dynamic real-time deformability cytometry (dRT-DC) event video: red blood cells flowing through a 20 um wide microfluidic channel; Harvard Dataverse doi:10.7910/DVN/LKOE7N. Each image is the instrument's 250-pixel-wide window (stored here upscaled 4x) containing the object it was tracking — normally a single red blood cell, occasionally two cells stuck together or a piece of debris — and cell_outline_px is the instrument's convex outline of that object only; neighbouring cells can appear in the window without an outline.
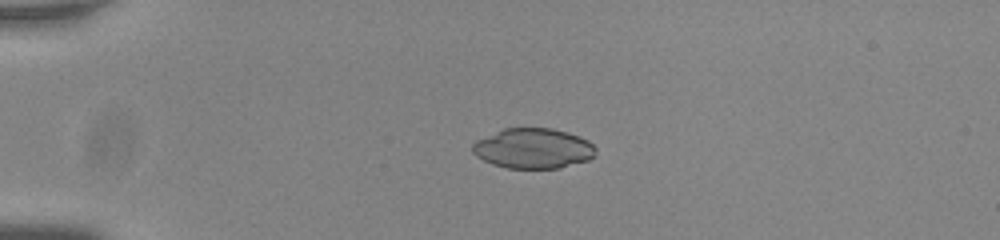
{"species": "common noctule bat (a hibernating species)", "species_latin": "Nyctalus noctula", "temperature_condition": "room temperature", "stored_images_in_passage": 42, "camera_frame_rate_fps": 3000, "um_per_image_px": 0.085, "animal": {"sex": "male", "body_mass_g": 20.0, "forearm_length_mm": 53.3}, "frame": {"image": 1, "passage_image": 1, "time_ms": 0.0, "image_size_px": [1000, 240], "cell_outline_px": [[596, 156], [588, 160], [560, 168], [508, 168], [492, 164], [476, 156], [472, 152], [472, 144], [476, 140], [504, 128], [552, 128], [568, 132], [580, 136], [588, 140], [596, 148]], "centroid_in_image_um": [45.34, 12.61], "position_along_channel_um": 39.7, "area_um2": 29.02}}
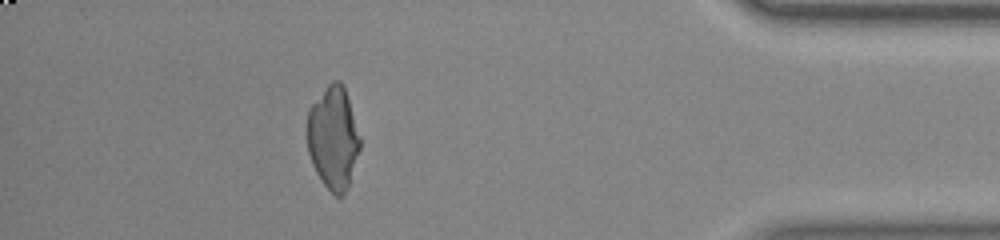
{"frame": {"image": 2, "passage_image": 37, "time_ms": 12.0, "image_size_px": [1000, 240], "cell_outline_px": [[360, 148], [348, 188], [340, 196], [336, 196], [324, 184], [316, 172], [312, 164], [308, 152], [308, 108], [328, 84], [332, 80], [340, 80], [344, 84], [360, 136]], "centroid_in_image_um": [28.33, 11.69], "position_along_channel_um": 406.9, "area_um2": 31.56}}